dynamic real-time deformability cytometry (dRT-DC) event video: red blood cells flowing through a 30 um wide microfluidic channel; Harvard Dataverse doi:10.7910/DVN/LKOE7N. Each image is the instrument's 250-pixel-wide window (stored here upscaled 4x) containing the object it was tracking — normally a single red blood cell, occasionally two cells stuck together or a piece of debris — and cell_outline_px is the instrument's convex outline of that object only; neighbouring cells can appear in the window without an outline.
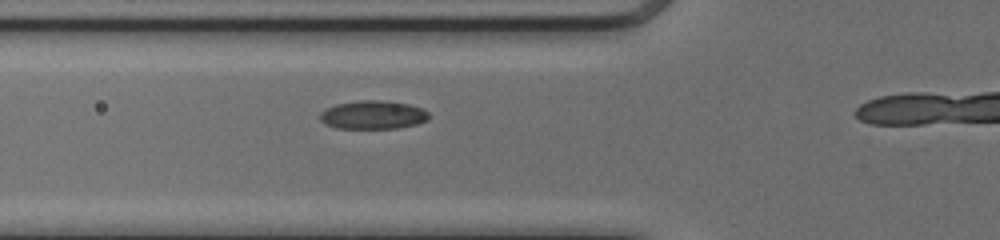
{"species": "common noctule bat (a hibernating species)", "species_latin": "Nyctalus noctula", "temperature_condition": "cold", "stored_images_in_passage": 16, "camera_frame_rate_fps": 3000, "um_per_image_px": 0.085, "animal": {"sex": "female", "body_mass_g": 17.0, "forearm_length_mm": 48.0}, "frame": {"image": 1, "passage_image": 12, "time_ms": 3.667, "image_size_px": [1000, 240], "cell_outline_px": [[428, 120], [416, 124], [396, 128], [336, 128], [324, 124], [320, 120], [320, 112], [324, 108], [336, 104], [360, 100], [380, 100], [408, 104], [420, 108], [428, 112]], "centroid_in_image_um": [31.65, 9.76], "position_along_channel_um": 94.2, "area_um2": 18.03}}